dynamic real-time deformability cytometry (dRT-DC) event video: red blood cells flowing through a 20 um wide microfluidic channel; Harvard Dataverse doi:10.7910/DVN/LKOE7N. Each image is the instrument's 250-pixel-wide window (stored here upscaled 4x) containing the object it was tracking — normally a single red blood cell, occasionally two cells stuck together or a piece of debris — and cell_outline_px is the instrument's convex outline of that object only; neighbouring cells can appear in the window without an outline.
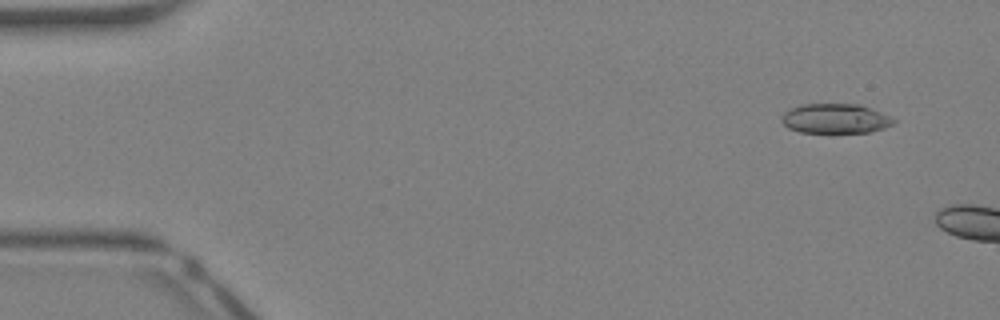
{"species": "Egyptian fruit bat (a non-hibernating species)", "species_latin": "Rousettus aegyptiacus", "temperature_condition": "warm", "stored_images_in_passage": 6, "camera_frame_rate_fps": 3000, "um_per_image_px": 0.085, "animal": {"sex": "female"}, "frame": {"image": 1, "passage_image": 3, "time_ms": 0.667, "image_size_px": [1000, 320], "cell_outline_px": [[896, 120], [892, 124], [884, 128], [868, 132], [800, 132], [788, 128], [780, 120], [780, 116], [784, 112], [800, 104], [860, 104], [880, 112]], "centroid_in_image_um": [70.96, 10.07], "position_along_channel_um": 14.0, "area_um2": 19.25}}